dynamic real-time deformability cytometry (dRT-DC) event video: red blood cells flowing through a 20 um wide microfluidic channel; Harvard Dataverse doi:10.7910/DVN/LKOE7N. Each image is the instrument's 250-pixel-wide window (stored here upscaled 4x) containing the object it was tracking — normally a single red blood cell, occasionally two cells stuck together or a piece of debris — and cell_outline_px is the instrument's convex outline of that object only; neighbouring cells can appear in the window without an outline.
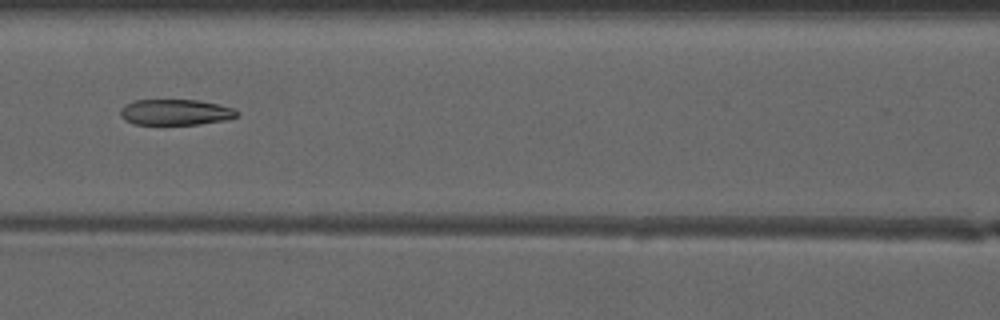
{"species": "common noctule bat (a hibernating species)", "species_latin": "Nyctalus noctula", "temperature_condition": "warm", "stored_images_in_passage": 40, "camera_frame_rate_fps": 3000, "um_per_image_px": 0.085, "animal": {"sex": "male", "forearm_length_mm": 52.5}, "frame": {"image": 1, "passage_image": 13, "time_ms": 4.0, "image_size_px": [1000, 320], "cell_outline_px": [[240, 112], [236, 116], [224, 120], [200, 124], [132, 124], [124, 120], [120, 116], [120, 108], [124, 104], [132, 100], [200, 100], [220, 104], [236, 108]], "centroid_in_image_um": [14.9, 9.52], "position_along_channel_um": 151.7, "area_um2": 17.8}}
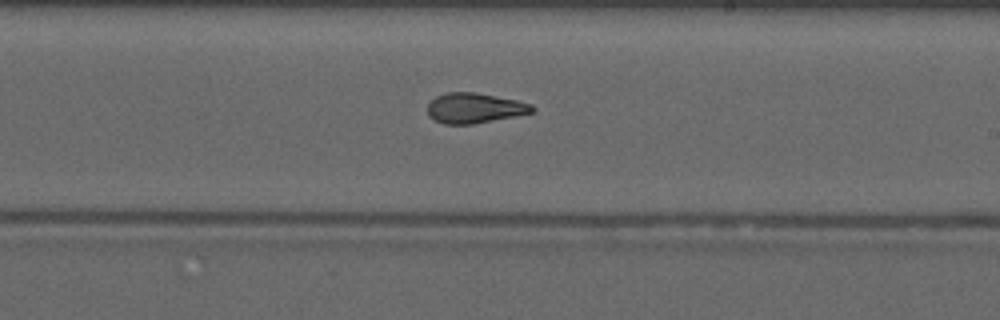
{"frame": {"image": 2, "passage_image": 20, "time_ms": 6.333, "image_size_px": [1000, 320], "cell_outline_px": [[536, 108], [532, 112], [472, 124], [444, 124], [428, 116], [428, 104], [436, 96], [448, 92], [476, 92], [516, 100], [532, 104]], "centroid_in_image_um": [40.31, 9.17], "position_along_channel_um": 248.7, "area_um2": 18.15}}
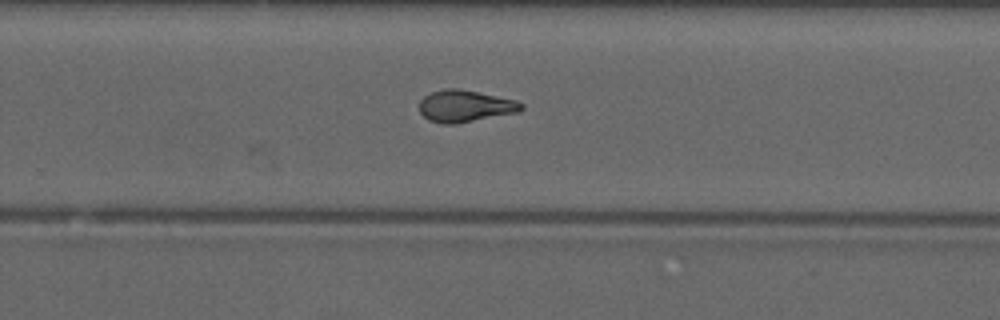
{"frame": {"image": 3, "passage_image": 23, "time_ms": 7.333, "image_size_px": [1000, 320], "cell_outline_px": [[524, 108], [520, 112], [456, 124], [444, 124], [428, 120], [420, 112], [420, 100], [424, 96], [432, 92], [444, 88], [460, 88], [516, 100], [524, 104]], "centroid_in_image_um": [39.56, 9.02], "position_along_channel_um": 290.2, "area_um2": 19.13}, "authors_computed_cell_mechanics": {"area_um2": 18.785, "velocity_mm_per_s": 4.1802, "shape_relaxation_time_tau1_ms": null, "shape_relaxation_time_tau2_ms": 1.8491, "deformation_change_tau1": null, "deformation_change_tau2": 0.086}}